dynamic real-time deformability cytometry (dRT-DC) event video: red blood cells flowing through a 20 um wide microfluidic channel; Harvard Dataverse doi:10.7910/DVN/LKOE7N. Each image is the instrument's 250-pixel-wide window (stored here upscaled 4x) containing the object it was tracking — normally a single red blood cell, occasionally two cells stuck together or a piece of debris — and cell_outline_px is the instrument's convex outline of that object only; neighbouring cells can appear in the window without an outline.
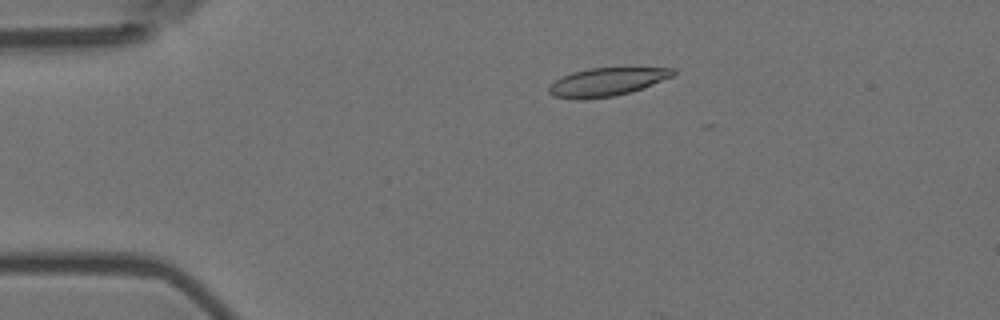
{"species": "Egyptian fruit bat (a non-hibernating species)", "species_latin": "Rousettus aegyptiacus", "temperature_condition": "room temperature", "stored_images_in_passage": 12, "camera_frame_rate_fps": 3000, "um_per_image_px": 0.085, "animal": {"sex": "female"}, "frame": {"image": 1, "passage_image": 10, "time_ms": 3.0, "image_size_px": [1000, 320], "cell_outline_px": [[676, 72], [672, 76], [652, 84], [628, 92], [612, 96], [580, 100], [552, 96], [548, 92], [548, 84], [572, 72], [588, 68], [676, 68]], "centroid_in_image_um": [51.51, 6.96], "position_along_channel_um": 33.5, "area_um2": 20.17}}